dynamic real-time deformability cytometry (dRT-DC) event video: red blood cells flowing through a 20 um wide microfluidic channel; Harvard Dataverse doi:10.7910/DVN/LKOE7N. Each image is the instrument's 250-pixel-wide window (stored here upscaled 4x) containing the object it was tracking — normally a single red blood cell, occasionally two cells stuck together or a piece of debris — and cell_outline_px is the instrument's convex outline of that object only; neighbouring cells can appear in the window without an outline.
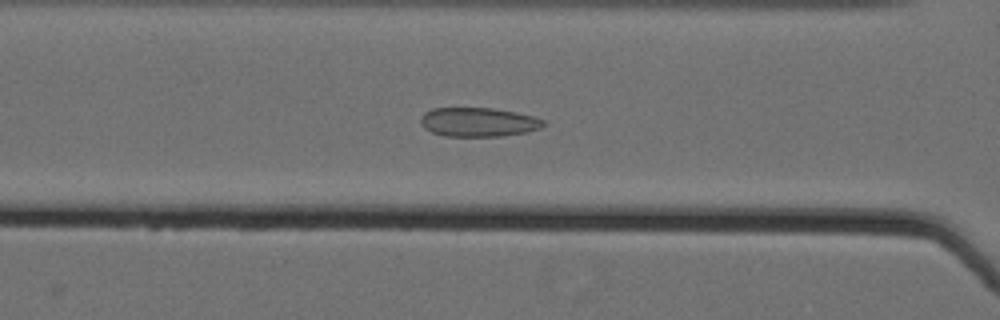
{"species": "Egyptian fruit bat (a non-hibernating species)", "species_latin": "Rousettus aegyptiacus", "temperature_condition": "cold", "stored_images_in_passage": 44, "camera_frame_rate_fps": 3000, "um_per_image_px": 0.085, "animal": {"sex": "female"}, "frame": {"image": 1, "passage_image": 13, "time_ms": 4.0, "image_size_px": [1000, 320], "cell_outline_px": [[544, 124], [540, 128], [524, 132], [500, 136], [444, 136], [432, 132], [424, 128], [420, 124], [420, 116], [424, 112], [432, 108], [492, 108], [516, 112], [536, 116], [544, 120]], "centroid_in_image_um": [40.62, 10.37], "position_along_channel_um": 126.0, "area_um2": 20.87}}
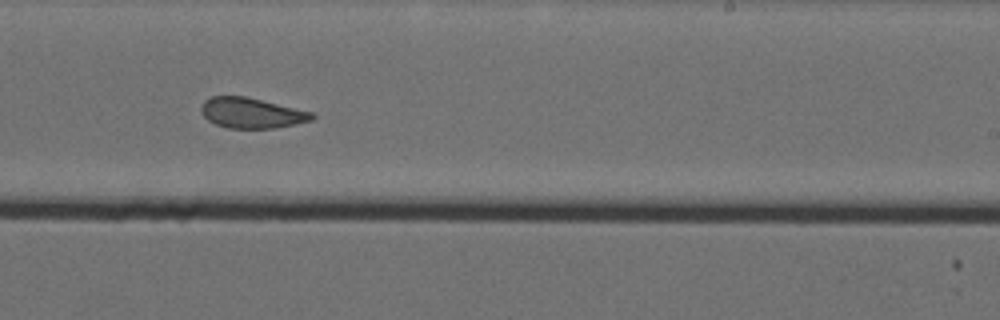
{"frame": {"image": 2, "passage_image": 25, "time_ms": 8.0, "image_size_px": [1000, 320], "cell_outline_px": [[316, 116], [312, 120], [276, 128], [228, 128], [216, 124], [208, 120], [200, 112], [200, 108], [204, 100], [212, 96], [244, 96], [312, 112]], "centroid_in_image_um": [21.35, 9.6], "position_along_channel_um": 267.6, "area_um2": 19.48}}
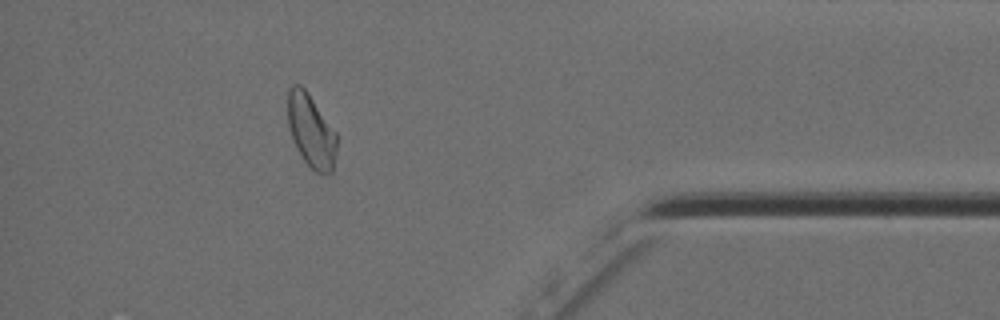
{"frame": {"image": 3, "passage_image": 39, "time_ms": 12.667, "image_size_px": [1000, 320], "cell_outline_px": [[336, 152], [332, 172], [324, 176], [316, 172], [304, 160], [288, 128], [288, 88], [292, 84], [300, 84], [308, 92], [336, 132]], "centroid_in_image_um": [26.45, 11.11], "position_along_channel_um": 408.8, "area_um2": 20.75}, "authors_computed_cell_mechanics": {"area_um2": 21.0103, "velocity_mm_per_s": 3.5488, "shape_relaxation_time_tau1_ms": null, "shape_relaxation_time_tau2_ms": 1.2446, "deformation_change_tau1": null, "deformation_change_tau2": 0.0783}}